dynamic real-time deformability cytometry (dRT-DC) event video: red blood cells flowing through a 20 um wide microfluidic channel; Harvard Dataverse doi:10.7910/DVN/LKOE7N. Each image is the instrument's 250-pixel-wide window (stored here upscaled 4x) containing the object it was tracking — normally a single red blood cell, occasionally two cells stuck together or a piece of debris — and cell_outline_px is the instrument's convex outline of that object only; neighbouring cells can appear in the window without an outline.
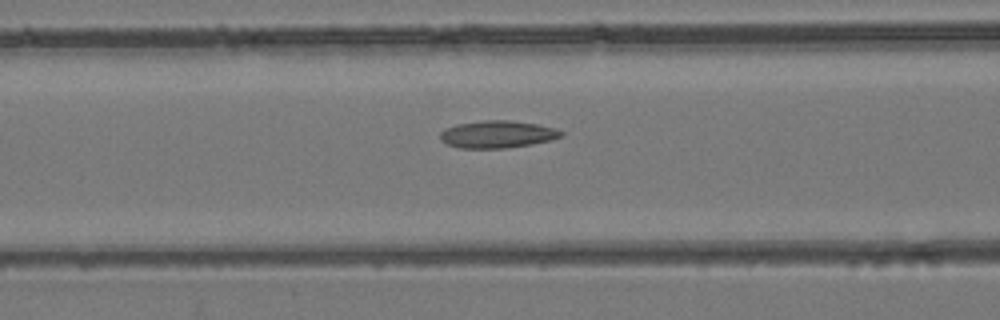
{"species": "common noctule bat (a hibernating species)", "species_latin": "Nyctalus noctula", "temperature_condition": "room temperature", "stored_images_in_passage": 45, "camera_frame_rate_fps": 3000, "um_per_image_px": 0.085, "animal": {"sex": "female", "body_mass_g": 24.6, "forearm_length_mm": 56.2}, "frame": {"image": 1, "passage_image": 17, "time_ms": 5.333, "image_size_px": [1000, 320], "cell_outline_px": [[564, 136], [552, 140], [532, 144], [508, 148], [460, 148], [448, 144], [440, 140], [440, 132], [444, 128], [456, 124], [484, 120], [508, 120], [536, 124], [556, 128], [564, 132]], "centroid_in_image_um": [42.29, 11.41], "position_along_channel_um": 124.3, "area_um2": 19.42}}
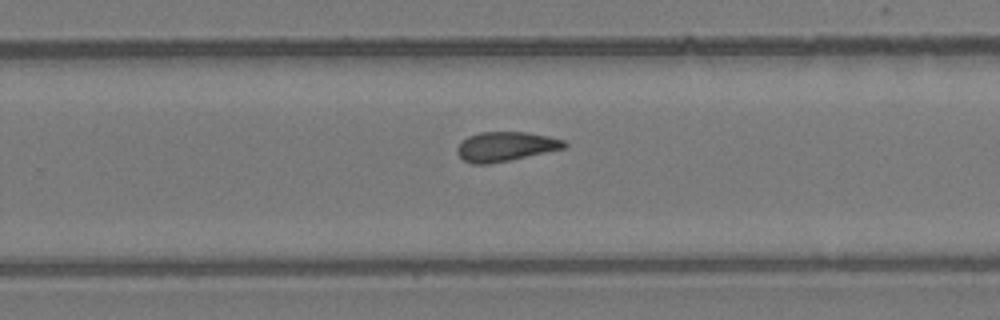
{"frame": {"image": 2, "passage_image": 28, "time_ms": 9.0, "image_size_px": [1000, 320], "cell_outline_px": [[568, 144], [564, 148], [508, 160], [488, 164], [472, 164], [464, 160], [456, 152], [456, 148], [460, 140], [468, 136], [480, 132], [528, 132], [548, 136], [564, 140]], "centroid_in_image_um": [42.93, 12.44], "position_along_channel_um": 286.9, "area_um2": 18.32}}
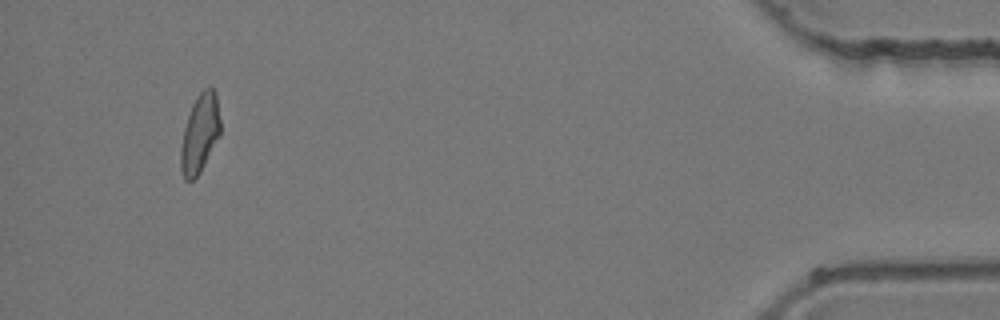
{"frame": {"image": 3, "passage_image": 42, "time_ms": 13.667, "image_size_px": [1000, 320], "cell_outline_px": [[220, 136], [200, 172], [192, 180], [184, 180], [180, 168], [180, 148], [184, 128], [192, 104], [196, 96], [208, 84], [216, 92], [220, 120]], "centroid_in_image_um": [16.99, 11.33], "position_along_channel_um": 418.2, "area_um2": 18.32}}